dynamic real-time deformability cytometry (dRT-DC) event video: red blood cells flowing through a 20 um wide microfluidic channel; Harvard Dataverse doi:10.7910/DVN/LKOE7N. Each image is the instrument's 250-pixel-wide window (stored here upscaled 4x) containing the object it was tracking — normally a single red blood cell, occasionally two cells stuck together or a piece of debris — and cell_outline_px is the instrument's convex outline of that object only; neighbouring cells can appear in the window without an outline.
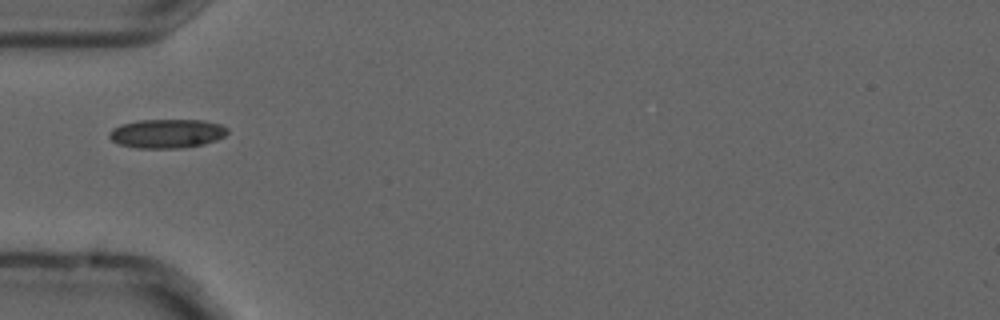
{"species": "common noctule bat (a hibernating species)", "species_latin": "Nyctalus noctula", "temperature_condition": "cold", "stored_images_in_passage": 2, "camera_frame_rate_fps": 3000, "um_per_image_px": 0.085, "animal": {"sex": "male", "forearm_length_mm": 52.5}, "frame": {"image": 1, "passage_image": 1, "time_ms": 0.0, "image_size_px": [1000, 320], "cell_outline_px": [[228, 132], [224, 136], [216, 140], [204, 144], [180, 148], [136, 148], [120, 144], [112, 140], [108, 136], [108, 132], [112, 128], [120, 124], [140, 120], [204, 120], [220, 124], [228, 128]], "centroid_in_image_um": [14.18, 11.35], "position_along_channel_um": 70.8, "area_um2": 20.06}}
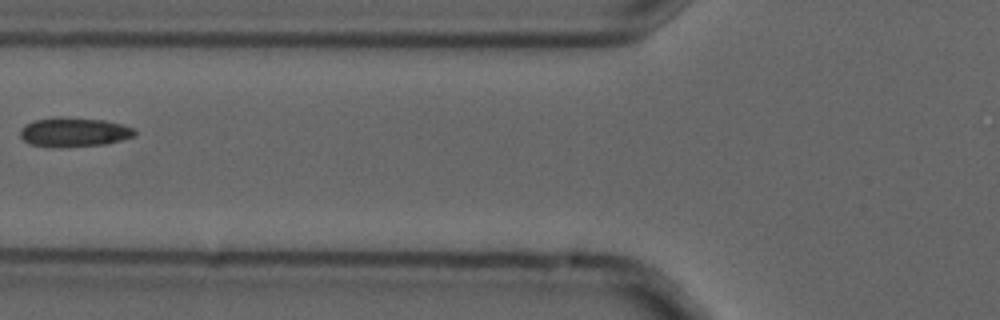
{"frame": {"image": 2, "passage_image": 2, "time_ms": 0.333, "image_size_px": [1000, 320], "cell_outline_px": [[136, 136], [108, 144], [28, 144], [20, 136], [20, 128], [24, 124], [36, 120], [52, 116], [60, 116], [104, 120], [120, 124], [132, 128], [136, 132]], "centroid_in_image_um": [6.3, 11.17], "position_along_channel_um": 119.5, "area_um2": 18.79}}